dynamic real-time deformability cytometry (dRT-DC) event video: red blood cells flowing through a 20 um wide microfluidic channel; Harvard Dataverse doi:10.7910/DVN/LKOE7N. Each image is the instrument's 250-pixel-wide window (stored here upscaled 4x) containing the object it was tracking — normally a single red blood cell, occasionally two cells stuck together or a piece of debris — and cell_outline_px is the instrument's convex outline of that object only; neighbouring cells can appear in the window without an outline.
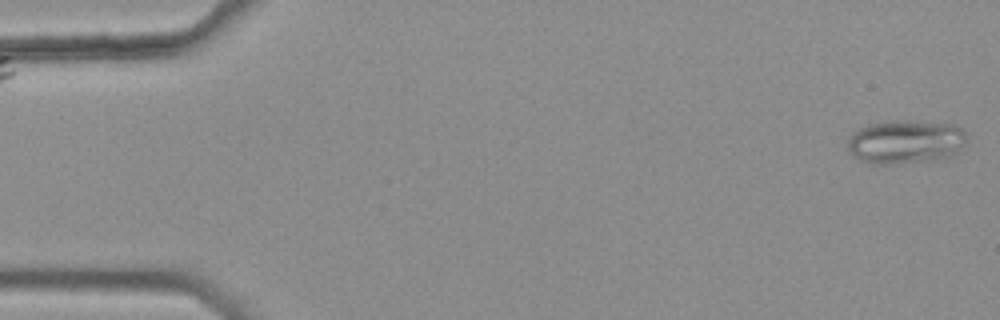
{"species": "common noctule bat (a hibernating species)", "species_latin": "Nyctalus noctula", "temperature_condition": "warm", "stored_images_in_passage": 46, "camera_frame_rate_fps": 3000, "um_per_image_px": 0.085, "animal": {"sex": "female", "body_mass_g": 25.1}, "frame": {"image": 1, "passage_image": 1, "time_ms": 0.0, "image_size_px": [1000, 320], "cell_outline_px": [[968, 140], [952, 156], [932, 160], [896, 164], [872, 164], [860, 160], [852, 156], [848, 152], [848, 136], [852, 132], [868, 124], [896, 120], [904, 120], [956, 124], [964, 128], [968, 136]], "centroid_in_image_um": [76.98, 12.05], "position_along_channel_um": 8.0, "area_um2": 30.92}}
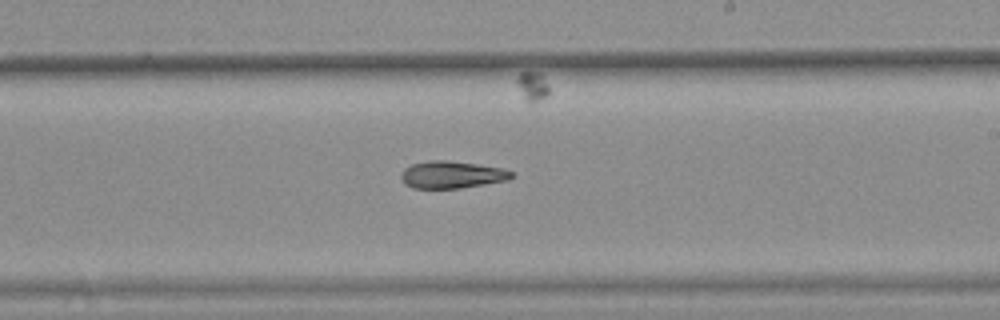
{"frame": {"image": 2, "passage_image": 31, "time_ms": 10.0, "image_size_px": [1000, 320], "cell_outline_px": [[512, 176], [508, 180], [460, 188], [412, 188], [404, 184], [400, 176], [400, 172], [404, 168], [412, 164], [428, 160], [448, 160], [504, 168], [512, 172]], "centroid_in_image_um": [38.36, 14.84], "position_along_channel_um": 250.6, "area_um2": 17.57}}
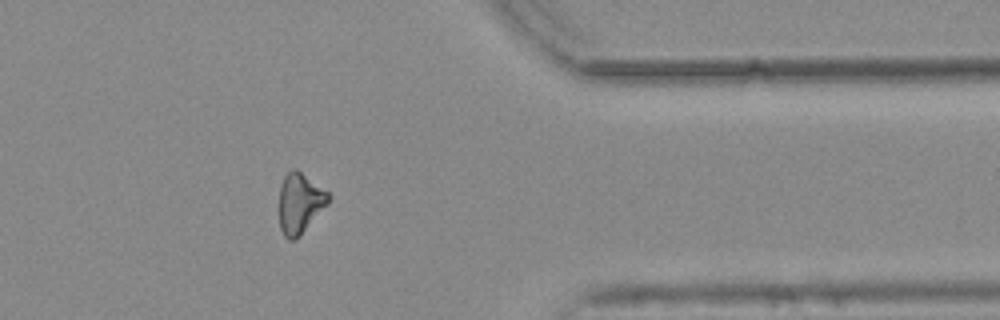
{"frame": {"image": 3, "passage_image": 43, "time_ms": 14.0, "image_size_px": [1000, 320], "cell_outline_px": [[332, 196], [328, 204], [300, 236], [292, 240], [288, 240], [284, 236], [280, 228], [280, 184], [284, 176], [292, 168], [296, 168], [328, 192]], "centroid_in_image_um": [25.5, 17.26], "position_along_channel_um": 385.9, "area_um2": 17.34}}